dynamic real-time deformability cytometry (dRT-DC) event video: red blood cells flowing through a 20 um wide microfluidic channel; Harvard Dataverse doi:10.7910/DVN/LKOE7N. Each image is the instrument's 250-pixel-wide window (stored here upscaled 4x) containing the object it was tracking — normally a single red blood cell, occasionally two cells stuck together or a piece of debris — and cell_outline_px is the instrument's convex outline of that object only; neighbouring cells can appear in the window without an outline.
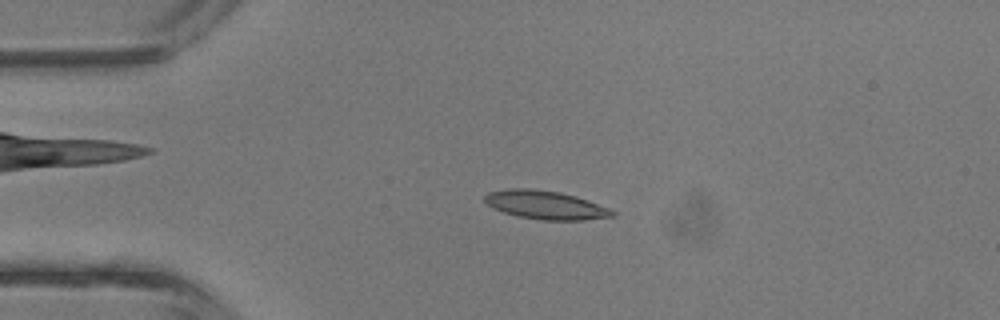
{"species": "common noctule bat (a hibernating species)", "species_latin": "Nyctalus noctula", "temperature_condition": "room temperature", "stored_images_in_passage": 38, "camera_frame_rate_fps": 3000, "um_per_image_px": 0.085, "animal": {"sex": "male", "body_mass_g": 13.3}, "frame": {"image": 1, "passage_image": 9, "time_ms": 2.667, "image_size_px": [1000, 320], "cell_outline_px": [[616, 216], [584, 220], [544, 220], [516, 216], [492, 208], [484, 200], [484, 196], [488, 192], [512, 188], [528, 188], [560, 192], [576, 196], [608, 208], [616, 212]], "centroid_in_image_um": [46.36, 17.42], "position_along_channel_um": 38.6, "area_um2": 21.15}}
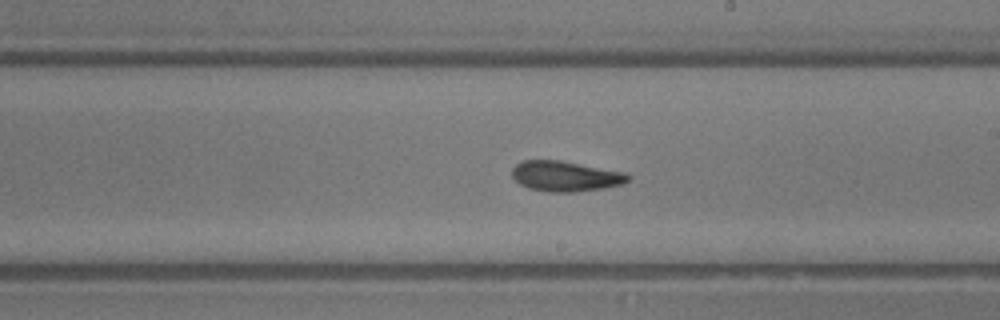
{"frame": {"image": 2, "passage_image": 23, "time_ms": 7.333, "image_size_px": [1000, 320], "cell_outline_px": [[632, 180], [624, 184], [604, 188], [572, 192], [548, 192], [528, 188], [520, 184], [512, 176], [512, 168], [516, 164], [524, 160], [560, 160], [624, 172], [632, 176]], "centroid_in_image_um": [48.1, 14.98], "position_along_channel_um": 240.9, "area_um2": 20.63}}
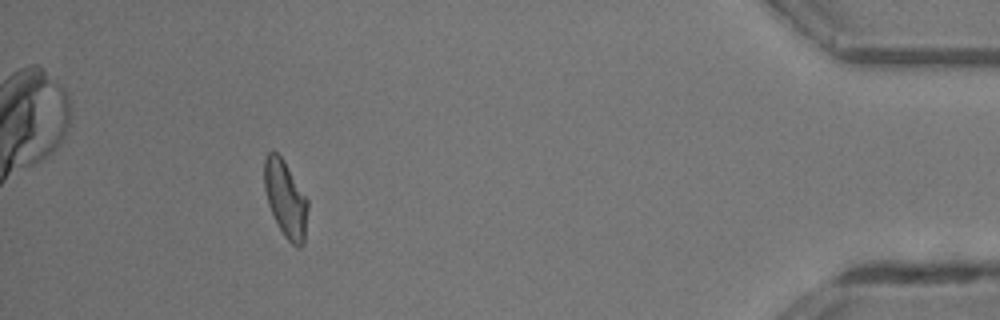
{"frame": {"image": 3, "passage_image": 37, "time_ms": 12.0, "image_size_px": [1000, 320], "cell_outline_px": [[308, 208], [304, 244], [300, 248], [296, 248], [284, 236], [268, 204], [264, 188], [264, 160], [268, 152], [272, 148], [280, 156], [308, 200]], "centroid_in_image_um": [24.27, 16.93], "position_along_channel_um": 410.9, "area_um2": 19.25}, "authors_computed_cell_mechanics": {"area_um2": 20.3456, "velocity_mm_per_s": 4.9997, "shape_relaxation_time_tau1_ms": 6.9369, "shape_relaxation_time_tau2_ms": 3.2698, "deformation_change_tau1": 0.2344, "deformation_change_tau2": 0.1157}}